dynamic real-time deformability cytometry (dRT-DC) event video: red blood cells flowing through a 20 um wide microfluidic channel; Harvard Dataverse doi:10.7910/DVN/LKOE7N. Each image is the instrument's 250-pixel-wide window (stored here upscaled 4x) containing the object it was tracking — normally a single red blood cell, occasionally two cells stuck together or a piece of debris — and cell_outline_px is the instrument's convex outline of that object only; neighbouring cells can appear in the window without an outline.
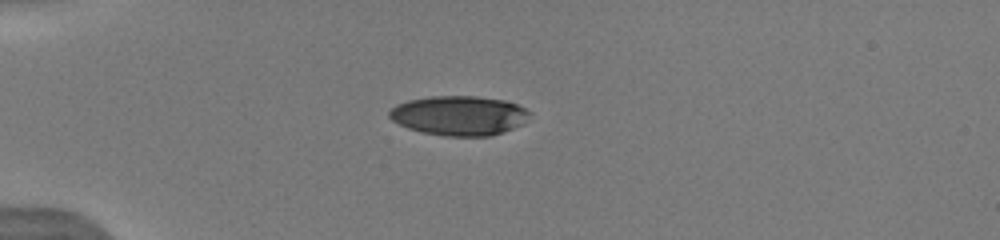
{"species": "human", "species_latin": "Homo sapiens", "temperature_condition": "warm", "stored_images_in_passage": 6, "camera_frame_rate_fps": 3000, "um_per_image_px": 0.085, "donor": {"sex": "male"}, "frame": {"image": 1, "passage_image": 1, "time_ms": 0.0, "image_size_px": [1000, 240], "cell_outline_px": [[532, 112], [520, 124], [512, 128], [492, 136], [444, 136], [424, 132], [408, 128], [392, 120], [388, 116], [388, 112], [396, 104], [408, 100], [432, 96], [476, 96], [504, 100], [516, 104]], "centroid_in_image_um": [39.0, 9.82], "position_along_channel_um": 46.0, "area_um2": 32.14}}